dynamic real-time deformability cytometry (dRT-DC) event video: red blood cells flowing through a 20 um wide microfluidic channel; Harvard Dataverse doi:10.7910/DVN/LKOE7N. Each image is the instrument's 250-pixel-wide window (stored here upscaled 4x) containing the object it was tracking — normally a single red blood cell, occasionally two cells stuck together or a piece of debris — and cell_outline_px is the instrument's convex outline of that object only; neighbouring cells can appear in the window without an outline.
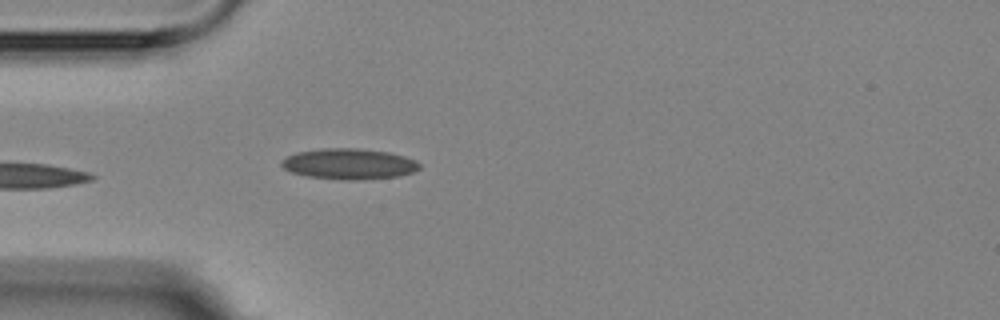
{"species": "Egyptian fruit bat (a non-hibernating species)", "species_latin": "Rousettus aegyptiacus", "temperature_condition": "room temperature", "stored_images_in_passage": 3, "camera_frame_rate_fps": 3000, "um_per_image_px": 0.085, "animal": {"sex": "female"}, "frame": {"image": 1, "passage_image": 3, "time_ms": 3.333, "image_size_px": [1000, 320], "cell_outline_px": [[420, 168], [412, 172], [400, 176], [360, 180], [344, 180], [308, 176], [292, 172], [284, 168], [280, 164], [280, 160], [296, 152], [324, 148], [356, 148], [388, 152], [404, 156], [416, 160], [420, 164]], "centroid_in_image_um": [29.67, 13.93], "position_along_channel_um": 55.3, "area_um2": 24.74}}